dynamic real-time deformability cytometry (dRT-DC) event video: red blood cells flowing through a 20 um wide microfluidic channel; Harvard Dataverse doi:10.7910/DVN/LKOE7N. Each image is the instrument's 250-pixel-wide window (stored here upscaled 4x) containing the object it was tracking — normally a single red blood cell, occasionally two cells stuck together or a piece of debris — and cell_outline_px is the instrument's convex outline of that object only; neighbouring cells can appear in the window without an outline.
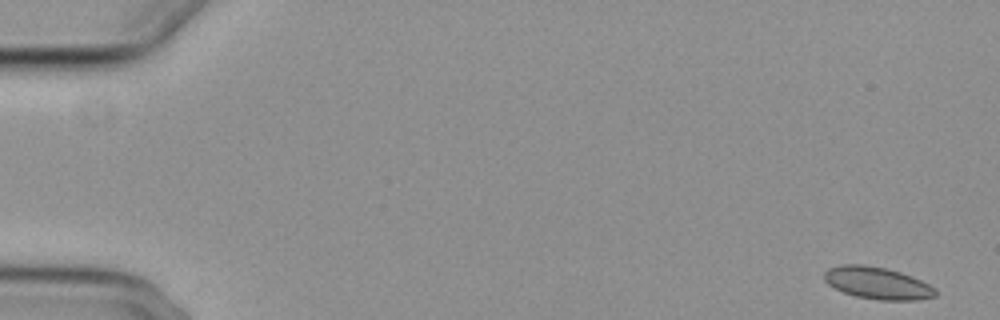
{"species": "common noctule bat (a hibernating species)", "species_latin": "Nyctalus noctula", "temperature_condition": "cold", "stored_images_in_passage": 6, "camera_frame_rate_fps": 3000, "um_per_image_px": 0.085, "animal": {"sex": "female", "body_mass_g": 29.2, "forearm_length_mm": 56.3}, "frame": {"image": 1, "passage_image": 1, "time_ms": 0.0, "image_size_px": [1000, 320], "cell_outline_px": [[936, 296], [916, 300], [880, 300], [856, 296], [844, 292], [828, 284], [824, 280], [824, 272], [828, 268], [840, 264], [864, 264], [884, 268], [900, 272], [912, 276], [936, 288]], "centroid_in_image_um": [74.57, 24.05], "position_along_channel_um": 10.4, "area_um2": 20.75}}